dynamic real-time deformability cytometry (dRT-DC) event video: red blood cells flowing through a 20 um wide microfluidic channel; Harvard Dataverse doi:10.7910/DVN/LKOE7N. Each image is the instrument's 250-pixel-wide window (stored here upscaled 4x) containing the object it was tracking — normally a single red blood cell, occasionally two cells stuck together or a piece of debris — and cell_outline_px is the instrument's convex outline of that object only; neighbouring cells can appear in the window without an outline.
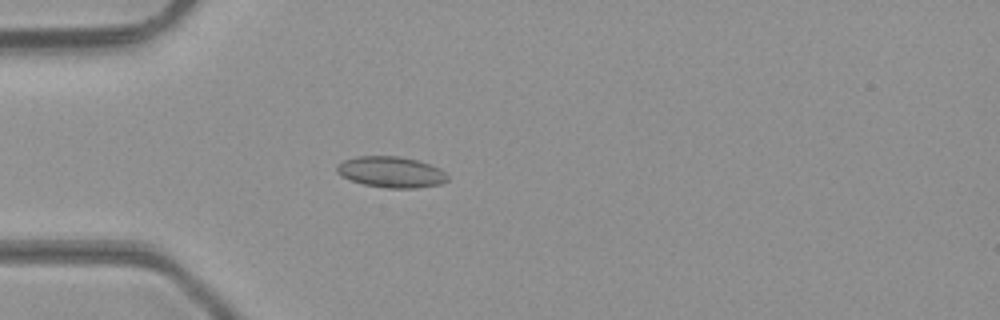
{"species": "common noctule bat (a hibernating species)", "species_latin": "Nyctalus noctula", "temperature_condition": "room temperature", "stored_images_in_passage": 42, "camera_frame_rate_fps": 3000, "um_per_image_px": 0.085, "animal": {"sex": "male", "body_mass_g": 23.1, "forearm_length_mm": 52.7}, "frame": {"image": 1, "passage_image": 8, "time_ms": 2.333, "image_size_px": [1000, 320], "cell_outline_px": [[448, 180], [440, 184], [416, 188], [388, 188], [364, 184], [352, 180], [336, 172], [336, 164], [344, 160], [360, 156], [396, 156], [416, 160], [440, 168], [448, 176]], "centroid_in_image_um": [33.25, 14.62], "position_along_channel_um": 51.8, "area_um2": 19.77}}
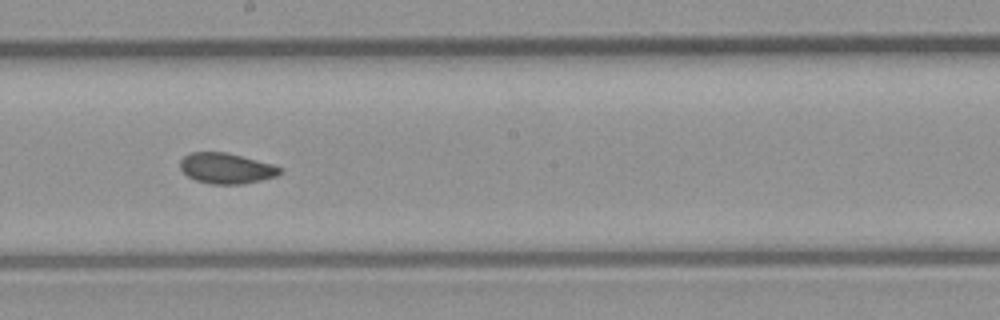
{"frame": {"image": 2, "passage_image": 21, "time_ms": 6.667, "image_size_px": [1000, 320], "cell_outline_px": [[284, 168], [276, 176], [244, 184], [212, 184], [196, 180], [188, 176], [180, 168], [180, 160], [184, 156], [192, 152], [228, 152], [272, 164]], "centroid_in_image_um": [19.24, 14.3], "position_along_channel_um": 229.0, "area_um2": 17.74}}
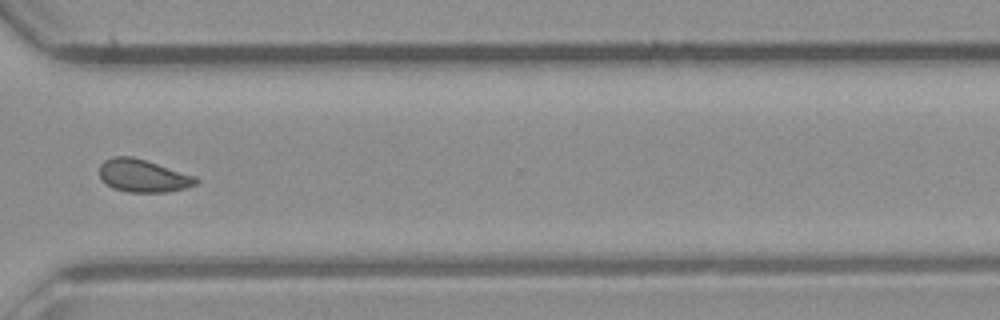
{"frame": {"image": 3, "passage_image": 30, "time_ms": 9.667, "image_size_px": [1000, 320], "cell_outline_px": [[200, 180], [196, 184], [184, 188], [168, 192], [128, 192], [112, 188], [100, 176], [100, 164], [104, 160], [112, 156], [132, 156], [196, 176]], "centroid_in_image_um": [12.16, 14.94], "position_along_channel_um": 358.4, "area_um2": 18.32}, "authors_computed_cell_mechanics": {"area_um2": 18.207, "velocity_mm_per_s": 4.3247, "shape_relaxation_time_tau1_ms": 7.3666, "shape_relaxation_time_tau2_ms": 2.1447, "deformation_change_tau1": 0.1035, "deformation_change_tau2": 0.0548}}